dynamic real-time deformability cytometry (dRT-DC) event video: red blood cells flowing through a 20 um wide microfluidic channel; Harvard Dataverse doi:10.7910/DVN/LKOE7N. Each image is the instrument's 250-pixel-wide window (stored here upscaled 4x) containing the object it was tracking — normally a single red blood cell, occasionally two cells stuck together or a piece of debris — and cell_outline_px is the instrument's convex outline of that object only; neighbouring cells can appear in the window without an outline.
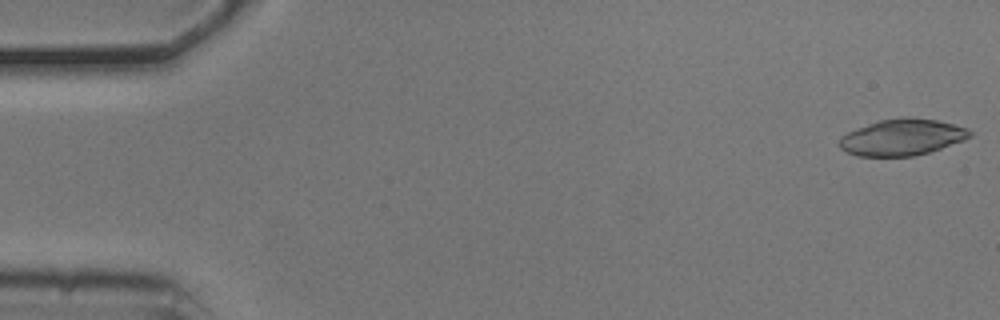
{"species": "common noctule bat (a hibernating species)", "species_latin": "Nyctalus noctula", "temperature_condition": "cold", "stored_images_in_passage": 11, "camera_frame_rate_fps": 3000, "um_per_image_px": 0.085, "animal": {"sex": "male", "body_mass_g": 20.5, "forearm_length_mm": 52.5}, "frame": {"image": 1, "passage_image": 1, "time_ms": 0.0, "image_size_px": [1000, 320], "cell_outline_px": [[972, 136], [964, 140], [928, 152], [912, 156], [856, 156], [840, 148], [840, 136], [856, 128], [880, 120], [900, 116], [908, 116], [936, 120], [968, 128], [972, 132]], "centroid_in_image_um": [76.68, 11.65], "position_along_channel_um": 8.3, "area_um2": 27.63}}